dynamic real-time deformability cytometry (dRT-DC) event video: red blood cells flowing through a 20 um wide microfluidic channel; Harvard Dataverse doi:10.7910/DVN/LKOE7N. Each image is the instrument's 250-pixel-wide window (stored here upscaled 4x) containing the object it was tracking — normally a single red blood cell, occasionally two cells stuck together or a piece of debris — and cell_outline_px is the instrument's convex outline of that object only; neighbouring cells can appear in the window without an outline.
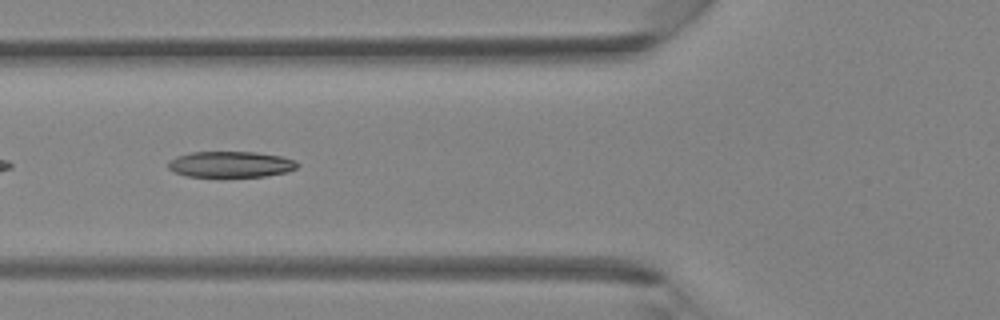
{"species": "Egyptian fruit bat (a non-hibernating species)", "species_latin": "Rousettus aegyptiacus", "temperature_condition": "room temperature", "stored_images_in_passage": 20, "camera_frame_rate_fps": 3000, "um_per_image_px": 0.085, "animal": {"sex": "female"}, "frame": {"image": 1, "passage_image": 5, "time_ms": 1.333, "image_size_px": [1000, 320], "cell_outline_px": [[300, 164], [296, 168], [288, 172], [264, 176], [224, 180], [184, 176], [168, 168], [168, 164], [176, 156], [192, 152], [256, 152], [280, 156], [292, 160]], "centroid_in_image_um": [19.58, 14.03], "position_along_channel_um": 106.2, "area_um2": 20.46}}
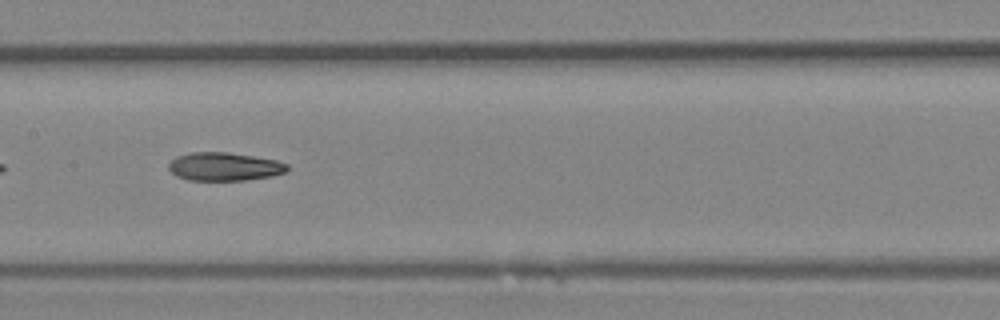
{"frame": {"image": 2, "passage_image": 10, "time_ms": 3.0, "image_size_px": [1000, 320], "cell_outline_px": [[288, 168], [284, 172], [272, 176], [244, 180], [188, 180], [176, 176], [168, 168], [168, 164], [176, 156], [192, 152], [228, 152], [276, 160], [288, 164]], "centroid_in_image_um": [19.04, 14.16], "position_along_channel_um": 188.4, "area_um2": 19.48}}
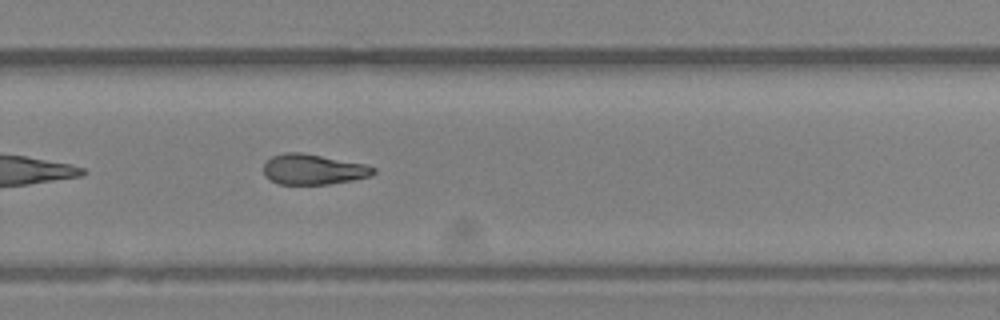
{"frame": {"image": 3, "passage_image": 17, "time_ms": 5.333, "image_size_px": [1000, 320], "cell_outline_px": [[376, 172], [372, 176], [352, 180], [328, 184], [280, 184], [264, 176], [264, 164], [272, 156], [284, 152], [300, 152], [364, 164], [376, 168]], "centroid_in_image_um": [26.63, 14.4], "position_along_channel_um": 303.2, "area_um2": 19.31}}